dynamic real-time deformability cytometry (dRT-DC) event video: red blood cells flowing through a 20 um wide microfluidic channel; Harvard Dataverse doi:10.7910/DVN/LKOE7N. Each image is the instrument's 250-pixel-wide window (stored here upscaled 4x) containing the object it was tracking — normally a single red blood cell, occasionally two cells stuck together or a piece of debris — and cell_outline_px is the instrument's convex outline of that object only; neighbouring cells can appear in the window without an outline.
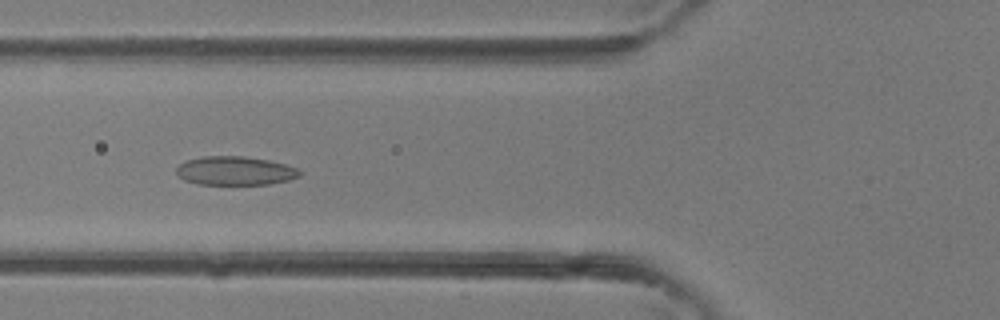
{"species": "common noctule bat (a hibernating species)", "species_latin": "Nyctalus noctula", "temperature_condition": "room temperature", "stored_images_in_passage": 39, "camera_frame_rate_fps": 3000, "um_per_image_px": 0.085, "animal": {"sex": "female"}, "frame": {"image": 1, "passage_image": 15, "time_ms": 4.667, "image_size_px": [1000, 320], "cell_outline_px": [[300, 176], [288, 180], [268, 184], [200, 184], [184, 180], [176, 172], [176, 168], [184, 160], [200, 156], [244, 156], [268, 160], [284, 164], [296, 168], [300, 172]], "centroid_in_image_um": [19.94, 14.5], "position_along_channel_um": 105.9, "area_um2": 20.58}}
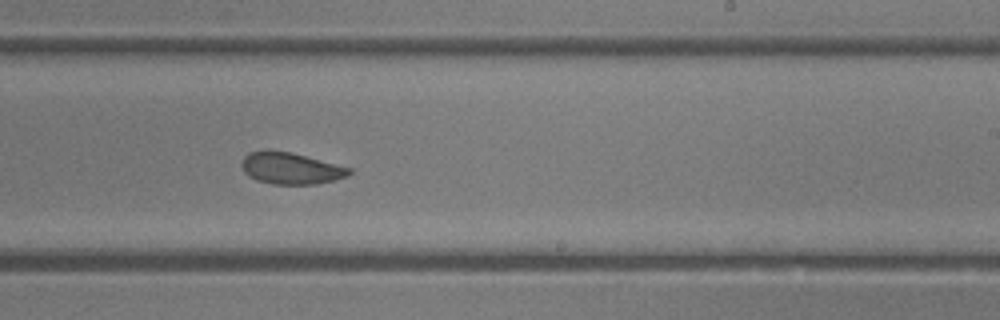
{"frame": {"image": 2, "passage_image": 24, "time_ms": 7.667, "image_size_px": [1000, 320], "cell_outline_px": [[352, 172], [348, 176], [336, 180], [316, 184], [272, 184], [256, 180], [248, 176], [244, 172], [240, 164], [244, 156], [248, 152], [292, 152], [352, 168]], "centroid_in_image_um": [24.75, 14.33], "position_along_channel_um": 264.3, "area_um2": 19.71}}
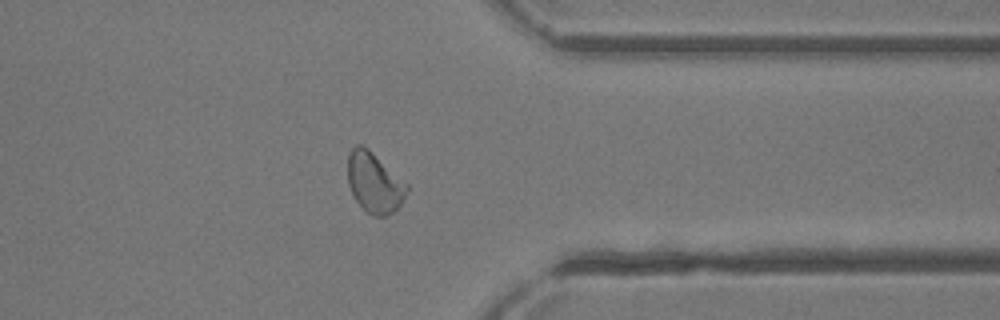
{"frame": {"image": 3, "passage_image": 31, "time_ms": 10.0, "image_size_px": [1000, 320], "cell_outline_px": [[408, 188], [400, 204], [388, 216], [376, 216], [368, 212], [356, 200], [348, 184], [348, 152], [356, 144], [360, 144], [368, 148], [408, 184]], "centroid_in_image_um": [31.81, 15.49], "position_along_channel_um": 379.6, "area_um2": 20.46}}